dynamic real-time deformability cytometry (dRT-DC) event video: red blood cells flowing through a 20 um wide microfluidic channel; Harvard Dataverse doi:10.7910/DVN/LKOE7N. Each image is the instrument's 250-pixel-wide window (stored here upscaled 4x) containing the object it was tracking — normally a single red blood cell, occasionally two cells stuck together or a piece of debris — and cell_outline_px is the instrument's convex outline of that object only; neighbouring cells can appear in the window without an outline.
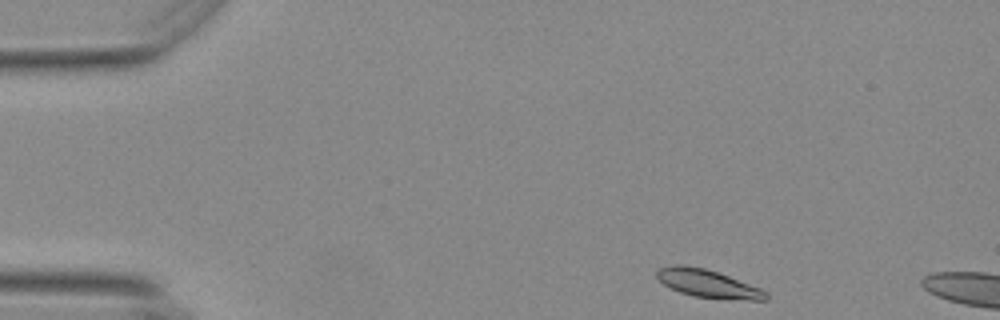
{"species": "Egyptian fruit bat (a non-hibernating species)", "species_latin": "Rousettus aegyptiacus", "temperature_condition": "warm", "stored_images_in_passage": 5, "camera_frame_rate_fps": 3000, "um_per_image_px": 0.085, "animal": {"sex": "female"}, "frame": {"image": 1, "passage_image": 1, "time_ms": 0.0, "image_size_px": [1000, 320], "cell_outline_px": [[768, 300], [748, 300], [692, 296], [680, 292], [664, 284], [656, 276], [656, 272], [660, 268], [676, 264], [680, 264], [704, 268], [728, 276], [760, 288], [768, 292]], "centroid_in_image_um": [60.18, 24.11], "position_along_channel_um": 24.8, "area_um2": 17.46}}